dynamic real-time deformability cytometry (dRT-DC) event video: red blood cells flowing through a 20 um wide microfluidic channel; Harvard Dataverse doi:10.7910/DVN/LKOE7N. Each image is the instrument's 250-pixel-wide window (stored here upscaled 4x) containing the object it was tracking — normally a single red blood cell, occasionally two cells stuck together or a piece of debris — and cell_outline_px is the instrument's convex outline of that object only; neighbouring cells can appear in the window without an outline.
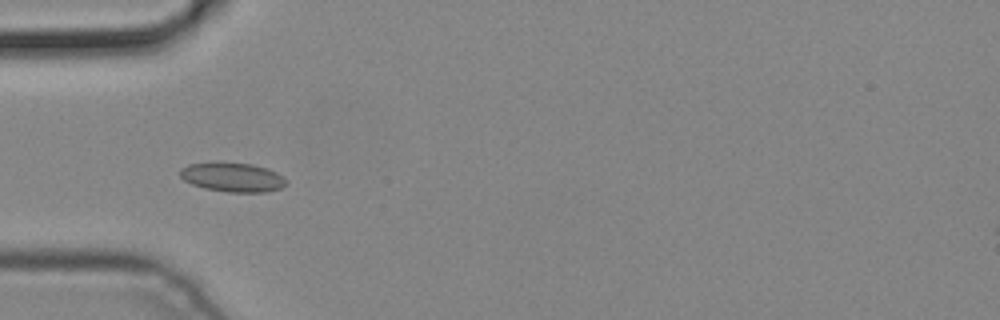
{"species": "common noctule bat (a hibernating species)", "species_latin": "Nyctalus noctula", "temperature_condition": "cold", "stored_images_in_passage": 5, "camera_frame_rate_fps": 3000, "um_per_image_px": 0.085, "animal": {"sex": "male", "body_mass_g": 19.2, "forearm_length_mm": 51.8}, "frame": {"image": 1, "passage_image": 5, "time_ms": 1.333, "image_size_px": [1000, 320], "cell_outline_px": [[288, 184], [280, 188], [268, 192], [228, 192], [204, 188], [192, 184], [184, 180], [180, 176], [180, 168], [188, 164], [252, 164], [268, 168], [284, 176], [288, 180]], "centroid_in_image_um": [19.83, 15.09], "position_along_channel_um": 65.2, "area_um2": 17.8}}